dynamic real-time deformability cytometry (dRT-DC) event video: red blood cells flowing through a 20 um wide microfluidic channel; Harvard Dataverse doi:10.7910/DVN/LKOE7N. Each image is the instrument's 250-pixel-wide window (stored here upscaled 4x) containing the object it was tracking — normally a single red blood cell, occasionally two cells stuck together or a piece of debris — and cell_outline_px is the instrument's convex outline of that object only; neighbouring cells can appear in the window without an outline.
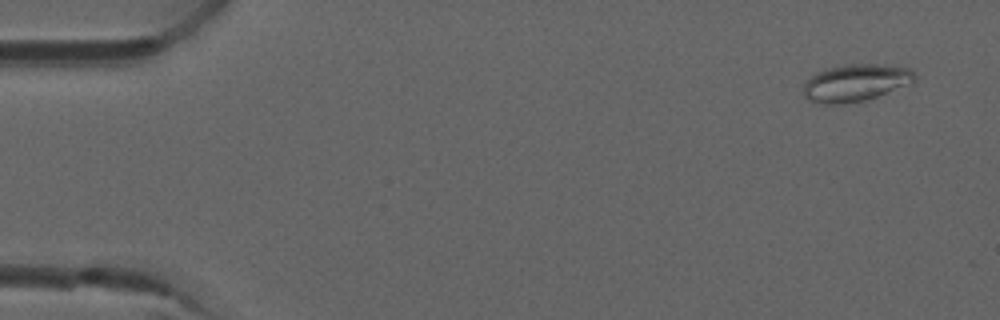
{"species": "common noctule bat (a hibernating species)", "species_latin": "Nyctalus noctula", "temperature_condition": "room temperature", "stored_images_in_passage": 5, "camera_frame_rate_fps": 3000, "um_per_image_px": 0.085, "animal": {"sex": "male", "forearm_length_mm": 52.5}, "frame": {"image": 1, "passage_image": 1, "time_ms": 0.0, "image_size_px": [1000, 320], "cell_outline_px": [[916, 76], [908, 84], [876, 96], [864, 100], [840, 104], [816, 104], [808, 100], [804, 96], [804, 84], [816, 72], [828, 68], [848, 64], [876, 64], [908, 68]], "centroid_in_image_um": [72.65, 7.04], "position_along_channel_um": 12.3, "area_um2": 23.64}}